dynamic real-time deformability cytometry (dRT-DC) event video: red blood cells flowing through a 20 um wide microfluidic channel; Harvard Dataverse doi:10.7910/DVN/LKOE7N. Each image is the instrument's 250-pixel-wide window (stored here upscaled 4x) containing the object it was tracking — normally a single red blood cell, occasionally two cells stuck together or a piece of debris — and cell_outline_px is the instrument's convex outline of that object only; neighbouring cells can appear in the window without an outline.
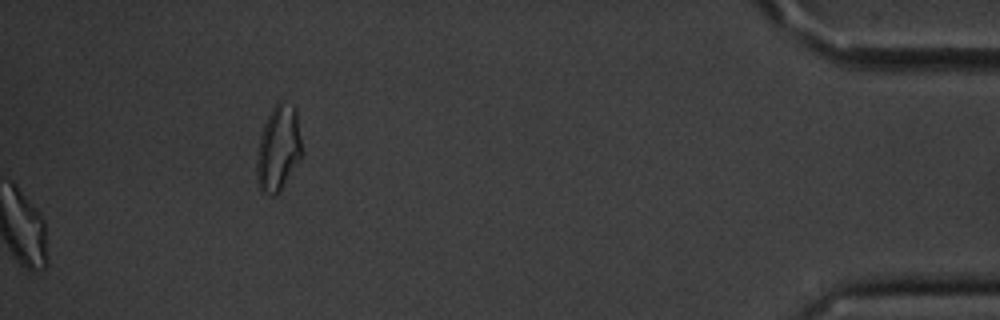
{"species": "common noctule bat (a hibernating species)", "species_latin": "Nyctalus noctula", "temperature_condition": "cold", "stored_images_in_passage": 56, "segment_of_instrument_passage": [2, 2], "camera_frame_rate_fps": 3000, "um_per_image_px": 0.085, "animal": {"sex": "male", "body_mass_g": 20.1, "forearm_length_mm": 53.5}, "frame": {"image": 1, "passage_image": 56, "time_ms": 18.333, "image_size_px": [1000, 320], "cell_outline_px": [[300, 156], [280, 192], [272, 196], [260, 192], [256, 180], [256, 160], [260, 136], [264, 124], [276, 100], [280, 100], [296, 108], [300, 140]], "centroid_in_image_um": [23.61, 12.62], "position_along_channel_um": 411.6, "area_um2": 22.31}}